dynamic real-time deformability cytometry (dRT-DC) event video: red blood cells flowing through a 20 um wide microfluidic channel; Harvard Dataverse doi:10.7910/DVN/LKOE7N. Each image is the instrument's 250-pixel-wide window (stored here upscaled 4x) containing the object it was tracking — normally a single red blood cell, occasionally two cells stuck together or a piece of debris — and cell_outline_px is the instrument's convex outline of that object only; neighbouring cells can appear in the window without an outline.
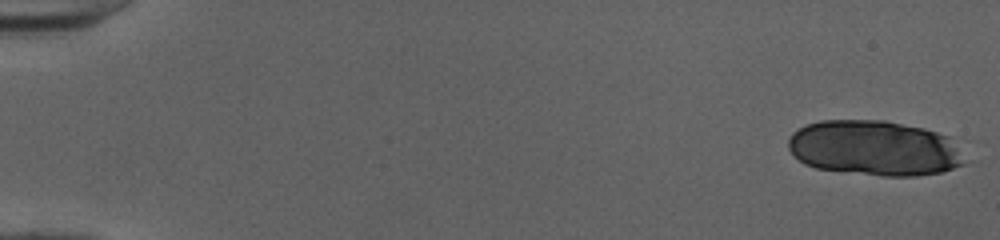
{"species": "human", "species_latin": "Homo sapiens", "temperature_condition": "cold", "stored_images_in_passage": 46, "camera_frame_rate_fps": 3000, "um_per_image_px": 0.085, "donor": {"sex": "female"}, "frame": {"image": 1, "passage_image": 1, "time_ms": 0.0, "image_size_px": [1000, 240], "cell_outline_px": [[964, 164], [940, 172], [916, 176], [884, 176], [816, 168], [804, 164], [788, 148], [788, 140], [792, 132], [804, 124], [820, 120], [884, 120], [924, 128], [948, 136], [956, 140], [960, 144]], "centroid_in_image_um": [74.34, 12.57], "position_along_channel_um": 10.7, "area_um2": 57.05}}
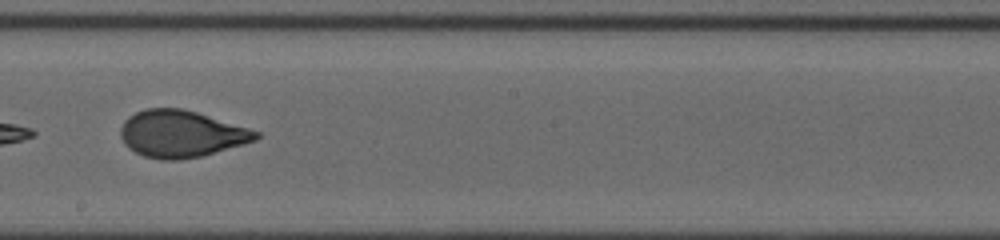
{"frame": {"image": 2, "passage_image": 31, "time_ms": 10.0, "image_size_px": [1000, 240], "cell_outline_px": [[260, 136], [256, 140], [244, 144], [200, 156], [180, 160], [160, 160], [144, 156], [128, 148], [124, 144], [120, 136], [120, 128], [124, 120], [128, 116], [144, 108], [180, 108], [196, 112], [248, 128], [260, 132]], "centroid_in_image_um": [15.36, 11.38], "position_along_channel_um": 232.8, "area_um2": 36.93}}
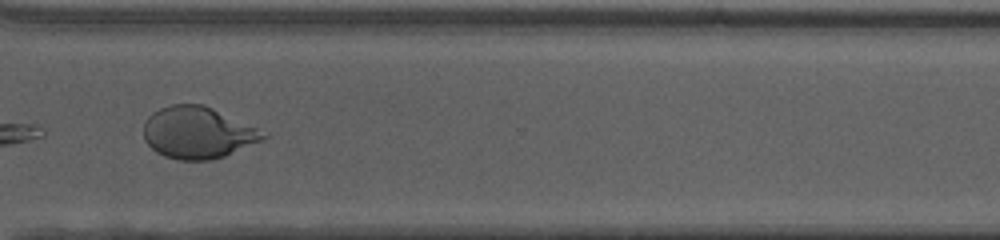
{"frame": {"image": 3, "passage_image": 40, "time_ms": 13.0, "image_size_px": [1000, 240], "cell_outline_px": [[268, 136], [264, 140], [224, 156], [212, 160], [176, 160], [164, 156], [156, 152], [144, 140], [144, 120], [152, 112], [160, 108], [172, 104], [204, 104], [268, 132]], "centroid_in_image_um": [16.82, 11.27], "position_along_channel_um": 353.8, "area_um2": 36.47}, "authors_computed_cell_mechanics": {"area_um2": 38.8994, "velocity_mm_per_s": 4.0466, "shape_relaxation_time_tau1_ms": 8.5422, "shape_relaxation_time_tau2_ms": 0.6999, "deformation_change_tau1": 0.2848, "deformation_change_tau2": 0.0679}}